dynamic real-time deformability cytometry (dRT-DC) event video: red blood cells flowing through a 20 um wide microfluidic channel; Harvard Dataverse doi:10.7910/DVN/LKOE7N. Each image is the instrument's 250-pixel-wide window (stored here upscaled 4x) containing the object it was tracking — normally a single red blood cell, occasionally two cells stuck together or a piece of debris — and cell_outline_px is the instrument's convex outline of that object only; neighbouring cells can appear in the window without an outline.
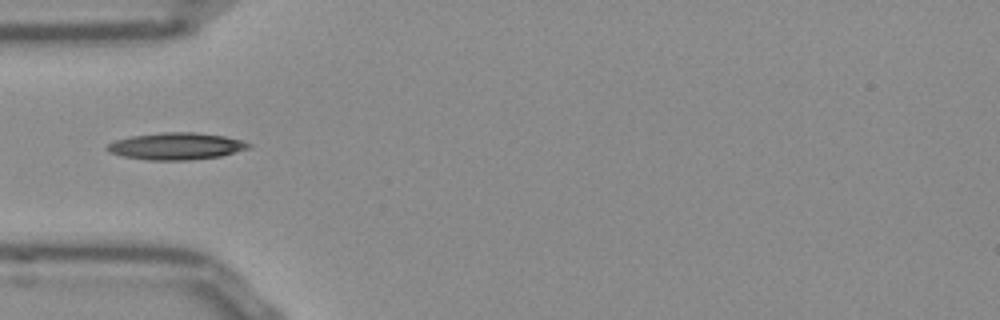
{"species": "Egyptian fruit bat (a non-hibernating species)", "species_latin": "Rousettus aegyptiacus", "temperature_condition": "room temperature", "stored_images_in_passage": 37, "camera_frame_rate_fps": 3000, "um_per_image_px": 0.085, "frame": {"image": 1, "passage_image": 1, "time_ms": 0.0, "image_size_px": [1000, 320], "cell_outline_px": [[252, 148], [220, 156], [188, 160], [148, 160], [120, 156], [108, 152], [104, 148], [108, 144], [116, 140], [132, 136], [164, 132], [196, 132], [224, 136], [240, 140], [252, 144]], "centroid_in_image_um": [14.97, 12.43], "position_along_channel_um": 70.0, "area_um2": 22.31}}
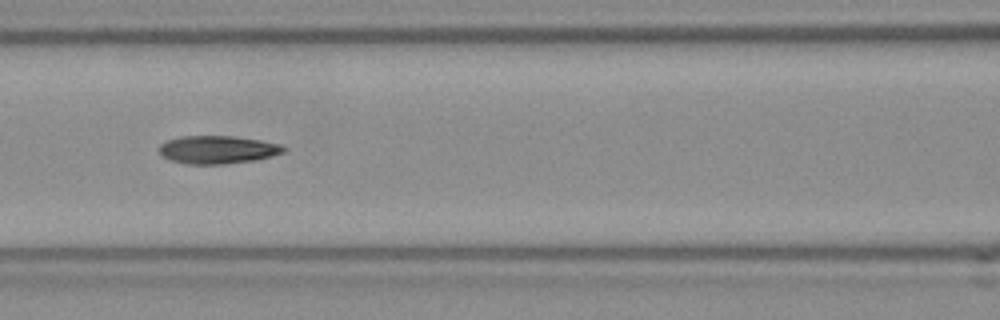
{"frame": {"image": 2, "passage_image": 7, "time_ms": 2.0, "image_size_px": [1000, 320], "cell_outline_px": [[288, 148], [284, 152], [256, 160], [224, 164], [188, 164], [172, 160], [160, 156], [160, 144], [168, 140], [180, 136], [232, 136], [260, 140], [280, 144]], "centroid_in_image_um": [18.5, 12.72], "position_along_channel_um": 148.1, "area_um2": 20.29}}
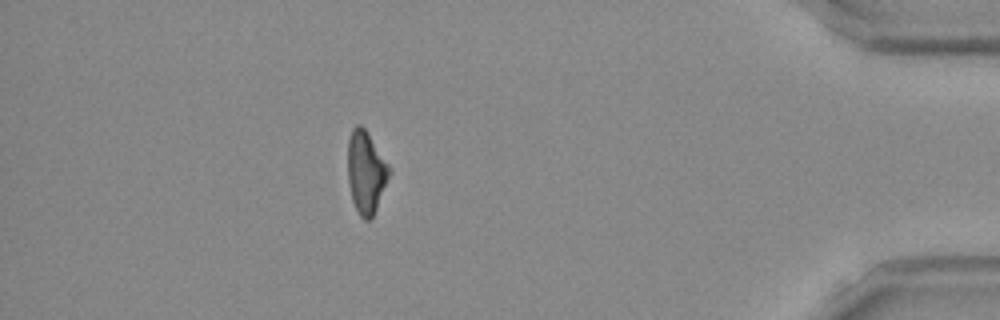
{"frame": {"image": 3, "passage_image": 31, "time_ms": 10.0, "image_size_px": [1000, 320], "cell_outline_px": [[392, 172], [376, 208], [372, 216], [368, 220], [364, 220], [360, 216], [352, 200], [348, 180], [348, 140], [352, 128], [356, 124], [360, 124], [364, 128], [392, 168]], "centroid_in_image_um": [31.12, 14.61], "position_along_channel_um": 404.1, "area_um2": 19.88}}